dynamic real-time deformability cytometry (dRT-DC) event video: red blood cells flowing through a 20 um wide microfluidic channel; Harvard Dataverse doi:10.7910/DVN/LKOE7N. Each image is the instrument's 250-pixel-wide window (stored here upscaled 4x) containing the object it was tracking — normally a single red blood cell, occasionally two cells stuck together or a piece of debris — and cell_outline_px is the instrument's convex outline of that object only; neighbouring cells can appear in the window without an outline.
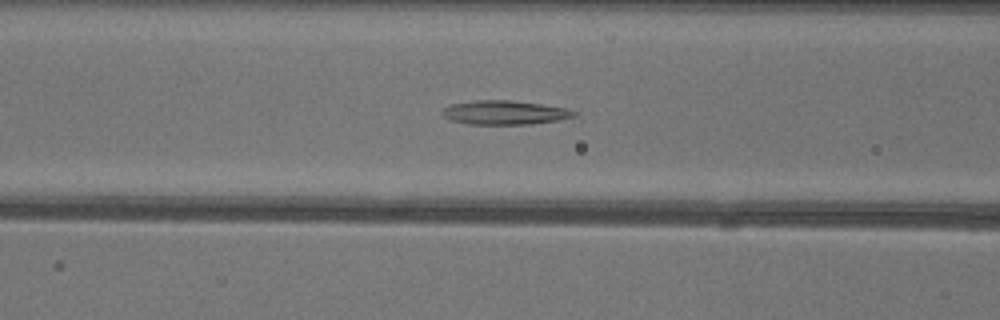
{"species": "common noctule bat (a hibernating species)", "species_latin": "Nyctalus noctula", "temperature_condition": "warm", "stored_images_in_passage": 51, "camera_frame_rate_fps": 3000, "um_per_image_px": 0.085, "animal": {"sex": "female"}, "frame": {"image": 1, "passage_image": 20, "time_ms": 6.333, "image_size_px": [1000, 320], "cell_outline_px": [[576, 116], [556, 120], [528, 124], [468, 124], [452, 120], [444, 116], [440, 112], [444, 108], [452, 104], [472, 100], [512, 100], [568, 108], [576, 112]], "centroid_in_image_um": [42.88, 9.56], "position_along_channel_um": 123.7, "area_um2": 18.32}}
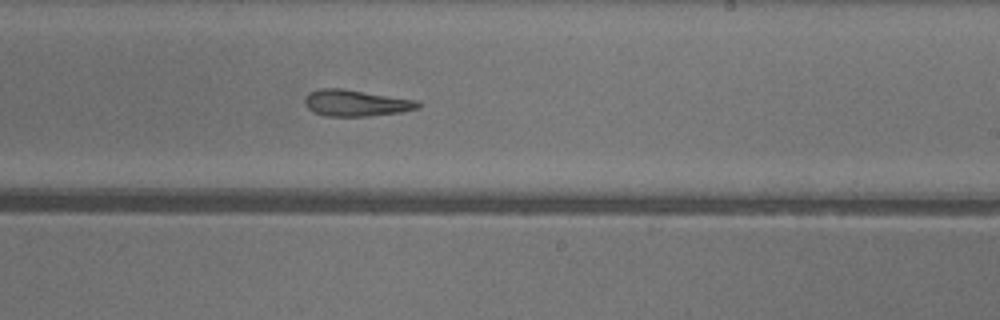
{"frame": {"image": 2, "passage_image": 30, "time_ms": 9.667, "image_size_px": [1000, 320], "cell_outline_px": [[420, 108], [400, 112], [368, 116], [324, 116], [312, 112], [304, 104], [304, 96], [308, 92], [320, 88], [344, 88], [416, 100], [420, 104]], "centroid_in_image_um": [30.19, 8.75], "position_along_channel_um": 258.8, "area_um2": 17.63}}
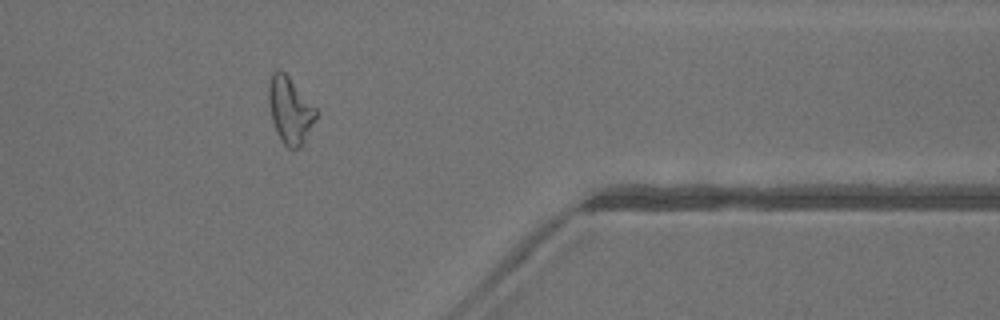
{"frame": {"image": 3, "passage_image": 41, "time_ms": 13.333, "image_size_px": [1000, 320], "cell_outline_px": [[316, 116], [304, 144], [300, 148], [288, 148], [280, 140], [276, 132], [272, 120], [268, 100], [268, 84], [272, 72], [276, 68], [280, 68], [288, 76], [316, 108]], "centroid_in_image_um": [24.62, 9.36], "position_along_channel_um": 386.8, "area_um2": 18.38}, "authors_computed_cell_mechanics": {"area_um2": 18.6694, "velocity_mm_per_s": 4.055, "shape_relaxation_time_tau1_ms": 10.1688, "shape_relaxation_time_tau2_ms": 3.7742, "deformation_change_tau1": 0.2924, "deformation_change_tau2": 0.1555}}